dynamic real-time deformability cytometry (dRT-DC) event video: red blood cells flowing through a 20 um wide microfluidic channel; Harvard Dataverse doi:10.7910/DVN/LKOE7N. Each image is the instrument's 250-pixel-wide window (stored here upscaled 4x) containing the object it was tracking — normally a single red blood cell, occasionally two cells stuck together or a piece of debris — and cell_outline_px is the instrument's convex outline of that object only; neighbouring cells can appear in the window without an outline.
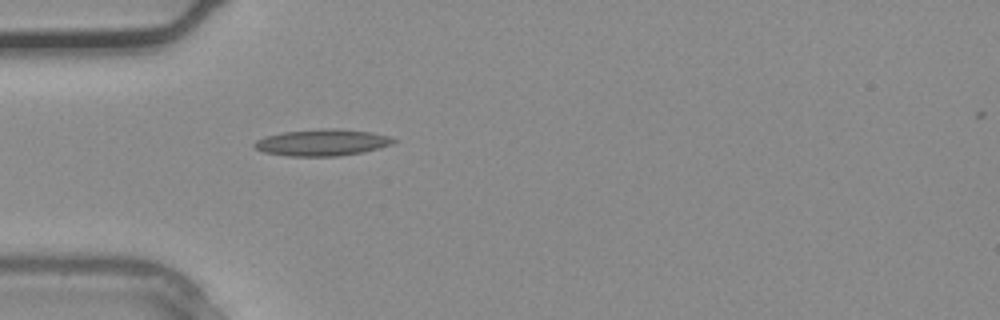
{"species": "common noctule bat (a hibernating species)", "species_latin": "Nyctalus noctula", "temperature_condition": "warm", "stored_images_in_passage": 3, "camera_frame_rate_fps": 3000, "um_per_image_px": 0.085, "animal": {"sex": "male", "body_mass_g": 20.4}, "frame": {"image": 1, "passage_image": 3, "time_ms": 0.667, "image_size_px": [1000, 320], "cell_outline_px": [[396, 140], [392, 144], [380, 148], [340, 156], [288, 156], [264, 152], [256, 148], [252, 144], [256, 140], [264, 136], [284, 132], [328, 128], [332, 128], [372, 132], [388, 136]], "centroid_in_image_um": [27.36, 12.11], "position_along_channel_um": 57.6, "area_um2": 21.39}}